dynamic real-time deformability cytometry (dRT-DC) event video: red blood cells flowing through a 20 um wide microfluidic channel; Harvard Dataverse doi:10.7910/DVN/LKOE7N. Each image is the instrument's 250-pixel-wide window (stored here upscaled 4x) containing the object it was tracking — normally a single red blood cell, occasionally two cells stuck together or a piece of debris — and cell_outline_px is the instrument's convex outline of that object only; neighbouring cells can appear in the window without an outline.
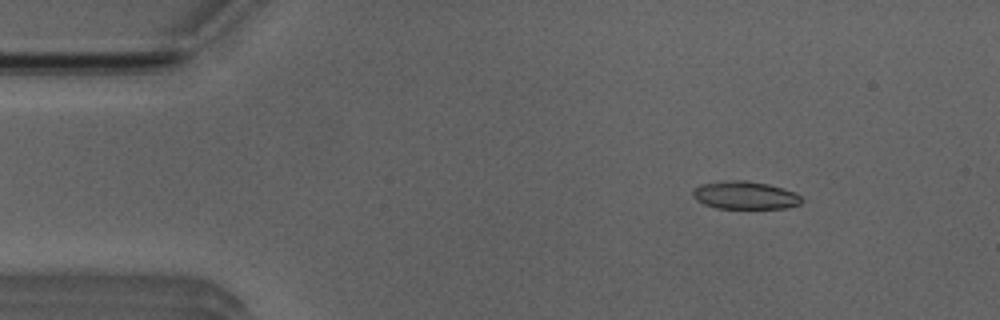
{"species": "Egyptian fruit bat (a non-hibernating species)", "species_latin": "Rousettus aegyptiacus", "temperature_condition": "room temperature", "stored_images_in_passage": 51, "camera_frame_rate_fps": 3000, "um_per_image_px": 0.085, "animal": {"sex": "male"}, "frame": {"image": 1, "passage_image": 7, "time_ms": 2.0, "image_size_px": [1000, 320], "cell_outline_px": [[800, 204], [784, 208], [716, 208], [704, 204], [696, 200], [692, 196], [692, 192], [700, 184], [728, 180], [744, 180], [768, 184], [784, 188], [800, 196]], "centroid_in_image_um": [63.28, 16.59], "position_along_channel_um": 21.7, "area_um2": 17.51}}
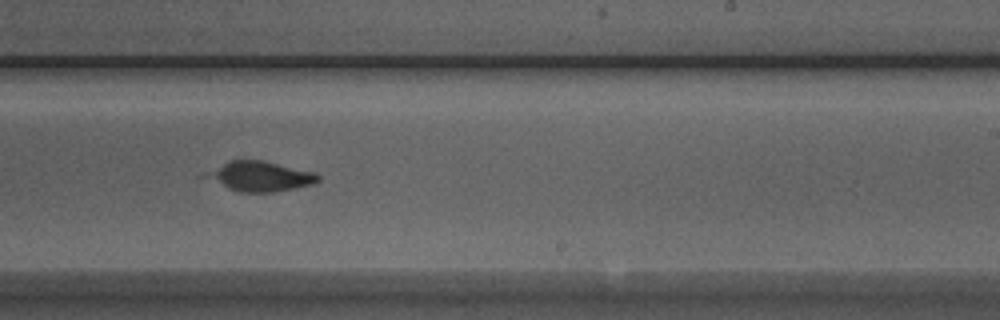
{"frame": {"image": 2, "passage_image": 31, "time_ms": 10.0, "image_size_px": [1000, 320], "cell_outline_px": [[320, 180], [316, 184], [276, 192], [240, 192], [228, 188], [212, 176], [224, 164], [232, 160], [260, 160], [316, 172], [320, 176]], "centroid_in_image_um": [22.4, 15.01], "position_along_channel_um": 266.6, "area_um2": 18.38}}
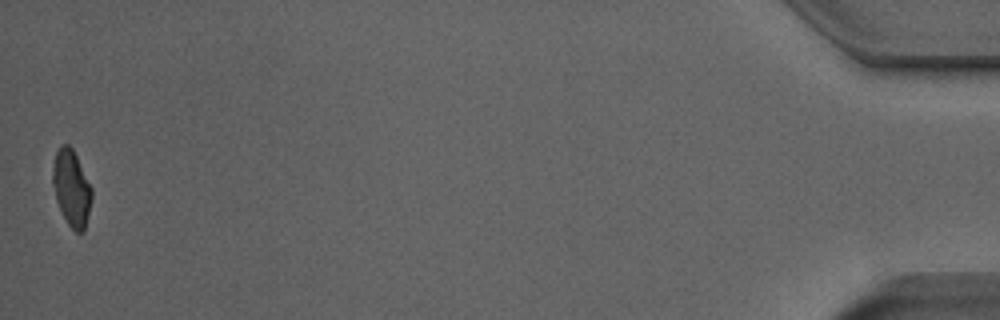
{"frame": {"image": 3, "passage_image": 51, "time_ms": 16.667, "image_size_px": [1000, 320], "cell_outline_px": [[92, 200], [84, 232], [76, 232], [68, 224], [56, 200], [52, 184], [52, 172], [56, 152], [64, 144], [68, 144], [72, 148], [92, 188]], "centroid_in_image_um": [6.09, 16.01], "position_along_channel_um": 429.1, "area_um2": 17.11}, "authors_computed_cell_mechanics": {"area_um2": 18.2648, "velocity_mm_per_s": 3.9695, "shape_relaxation_time_tau1_ms": 3.4732, "shape_relaxation_time_tau2_ms": 1.0495, "deformation_change_tau1": 0.1297, "deformation_change_tau2": 0.0567}}